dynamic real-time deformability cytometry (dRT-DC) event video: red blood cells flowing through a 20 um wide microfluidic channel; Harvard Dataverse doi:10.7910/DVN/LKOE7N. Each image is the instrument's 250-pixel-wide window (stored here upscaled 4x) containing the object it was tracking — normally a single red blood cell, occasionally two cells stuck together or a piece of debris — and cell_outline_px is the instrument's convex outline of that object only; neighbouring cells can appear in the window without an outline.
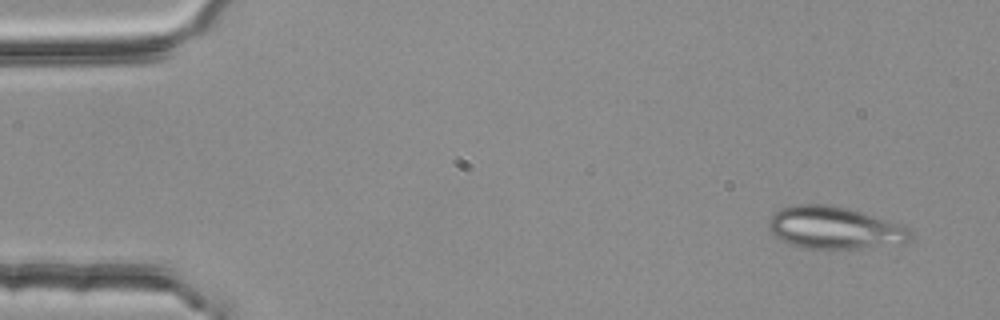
{"species": "common noctule bat (a hibernating species)", "species_latin": "Nyctalus noctula", "temperature_condition": "room temperature", "stored_images_in_passage": 4, "camera_frame_rate_fps": 3000, "um_per_image_px": 0.085, "animal": {"sex": "female", "body_mass_g": 25.1}, "frame": {"image": 1, "passage_image": 1, "time_ms": 0.0, "image_size_px": [1000, 320], "cell_outline_px": [[912, 240], [904, 244], [856, 248], [804, 248], [792, 244], [776, 236], [768, 228], [768, 220], [772, 212], [780, 208], [796, 204], [828, 204], [848, 208], [900, 224], [908, 228], [912, 232]], "centroid_in_image_um": [70.94, 19.35], "position_along_channel_um": 14.1, "area_um2": 34.97}}